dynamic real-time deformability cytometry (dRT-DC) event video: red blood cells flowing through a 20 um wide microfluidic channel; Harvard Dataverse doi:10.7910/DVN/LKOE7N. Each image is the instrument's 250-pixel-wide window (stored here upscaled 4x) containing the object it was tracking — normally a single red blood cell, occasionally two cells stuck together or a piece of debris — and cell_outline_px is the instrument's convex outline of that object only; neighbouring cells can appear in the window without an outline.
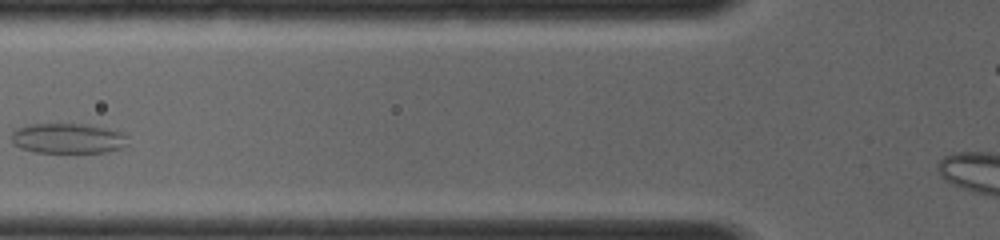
{"species": "common noctule bat (a hibernating species)", "species_latin": "Nyctalus noctula", "temperature_condition": "room temperature", "stored_images_in_passage": 5, "camera_frame_rate_fps": 4000, "um_per_image_px": 0.085, "animal": {"sex": "female", "body_mass_g": 19.0, "forearm_length_mm": 56.7}, "frame": {"image": 1, "passage_image": 5, "time_ms": 2.25, "image_size_px": [1000, 240], "cell_outline_px": [[128, 144], [120, 148], [108, 152], [36, 152], [20, 148], [12, 144], [12, 132], [16, 128], [28, 124], [88, 124], [108, 128], [120, 132], [128, 136]], "centroid_in_image_um": [5.77, 11.75], "position_along_channel_um": 120.0, "area_um2": 20.63}}